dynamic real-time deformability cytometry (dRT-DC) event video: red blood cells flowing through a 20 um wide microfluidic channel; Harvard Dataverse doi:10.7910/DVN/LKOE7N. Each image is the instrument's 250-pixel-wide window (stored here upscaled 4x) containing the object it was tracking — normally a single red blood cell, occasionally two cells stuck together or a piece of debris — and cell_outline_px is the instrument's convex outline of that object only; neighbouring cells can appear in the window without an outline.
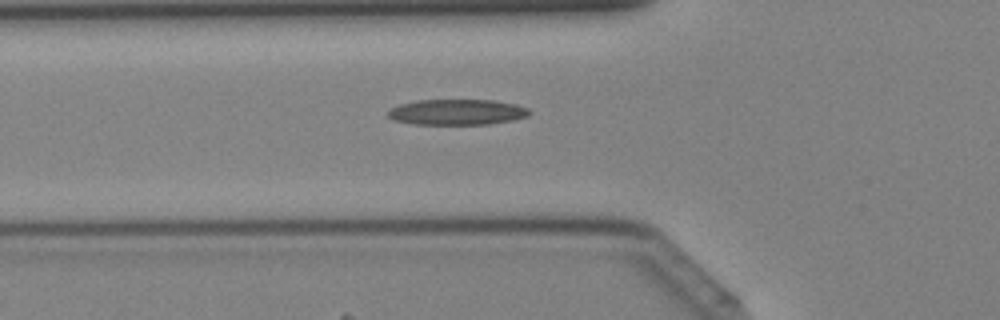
{"species": "Egyptian fruit bat (a non-hibernating species)", "species_latin": "Rousettus aegyptiacus", "temperature_condition": "cold", "stored_images_in_passage": 42, "camera_frame_rate_fps": 3000, "um_per_image_px": 0.085, "animal": {"sex": "female"}, "frame": {"image": 1, "passage_image": 15, "time_ms": 4.667, "image_size_px": [1000, 320], "cell_outline_px": [[532, 112], [528, 116], [512, 120], [488, 124], [416, 124], [396, 120], [388, 116], [388, 108], [400, 104], [416, 100], [492, 100], [516, 104], [528, 108]], "centroid_in_image_um": [38.86, 9.52], "position_along_channel_um": 86.9, "area_um2": 21.1}}
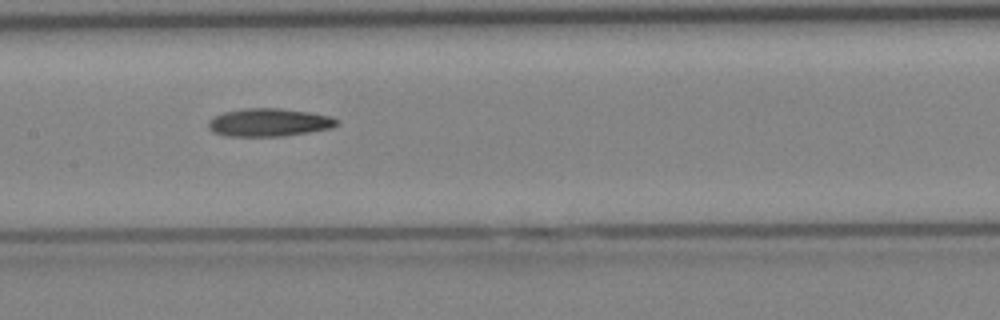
{"frame": {"image": 2, "passage_image": 21, "time_ms": 6.667, "image_size_px": [1000, 320], "cell_outline_px": [[340, 120], [332, 128], [284, 136], [224, 136], [212, 132], [208, 128], [208, 120], [212, 116], [224, 112], [244, 108], [280, 108], [308, 112], [332, 116]], "centroid_in_image_um": [22.83, 10.4], "position_along_channel_um": 184.6, "area_um2": 21.15}}
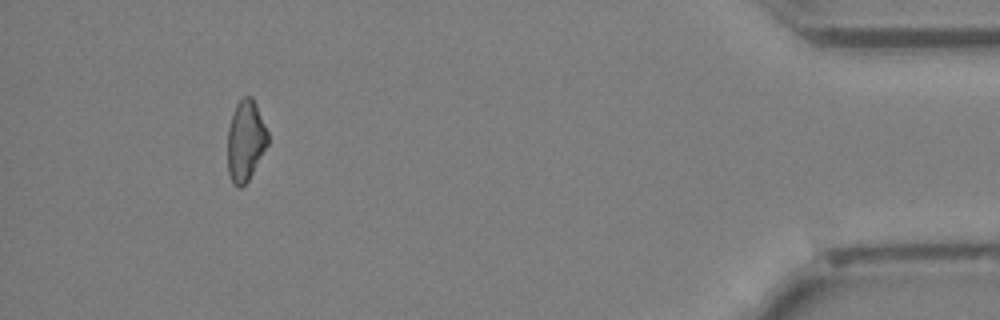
{"frame": {"image": 3, "passage_image": 39, "time_ms": 12.667, "image_size_px": [1000, 320], "cell_outline_px": [[268, 144], [248, 180], [240, 188], [236, 188], [232, 184], [228, 172], [228, 128], [236, 104], [244, 96], [252, 96], [256, 104], [268, 132]], "centroid_in_image_um": [20.86, 11.97], "position_along_channel_um": 414.3, "area_um2": 18.84}}